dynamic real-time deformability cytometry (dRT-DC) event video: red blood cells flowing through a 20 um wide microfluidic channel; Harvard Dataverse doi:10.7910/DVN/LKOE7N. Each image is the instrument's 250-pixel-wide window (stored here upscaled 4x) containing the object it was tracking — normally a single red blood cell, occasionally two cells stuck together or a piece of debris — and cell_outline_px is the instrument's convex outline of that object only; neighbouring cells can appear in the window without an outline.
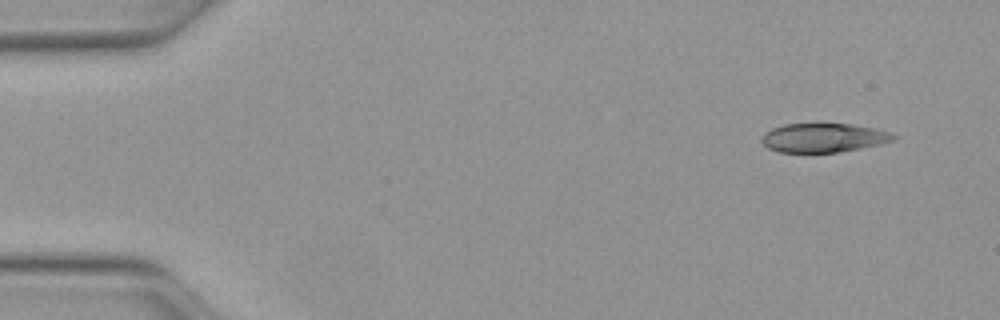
{"species": "Egyptian fruit bat (a non-hibernating species)", "species_latin": "Rousettus aegyptiacus", "temperature_condition": "warm", "stored_images_in_passage": 12, "camera_frame_rate_fps": 3000, "um_per_image_px": 0.085, "animal": {"sex": "female"}, "frame": {"image": 1, "passage_image": 1, "time_ms": 0.0, "image_size_px": [1000, 320], "cell_outline_px": [[900, 136], [896, 140], [880, 144], [840, 152], [780, 152], [768, 148], [760, 140], [760, 136], [764, 132], [772, 128], [784, 124], [852, 124], [876, 128], [892, 132]], "centroid_in_image_um": [70.04, 11.7], "position_along_channel_um": 15.0, "area_um2": 22.54}}
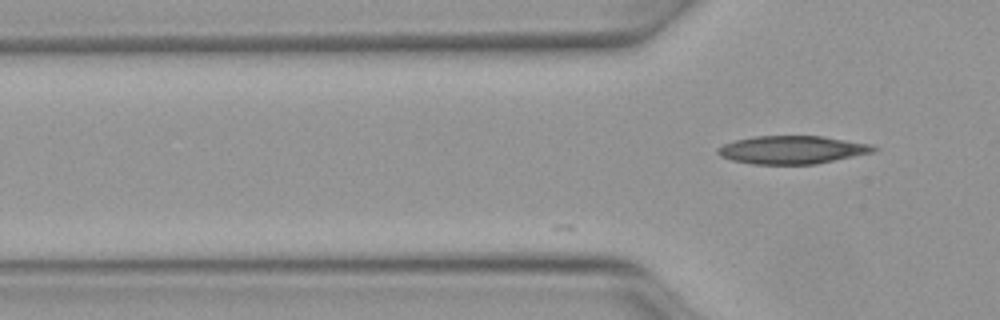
{"frame": {"image": 2, "passage_image": 12, "time_ms": 3.667, "image_size_px": [1000, 320], "cell_outline_px": [[880, 148], [872, 152], [816, 164], [752, 164], [732, 160], [720, 156], [716, 152], [716, 148], [724, 144], [736, 140], [756, 136], [824, 136], [872, 144]], "centroid_in_image_um": [67.34, 12.73], "position_along_channel_um": 58.5, "area_um2": 25.49}}